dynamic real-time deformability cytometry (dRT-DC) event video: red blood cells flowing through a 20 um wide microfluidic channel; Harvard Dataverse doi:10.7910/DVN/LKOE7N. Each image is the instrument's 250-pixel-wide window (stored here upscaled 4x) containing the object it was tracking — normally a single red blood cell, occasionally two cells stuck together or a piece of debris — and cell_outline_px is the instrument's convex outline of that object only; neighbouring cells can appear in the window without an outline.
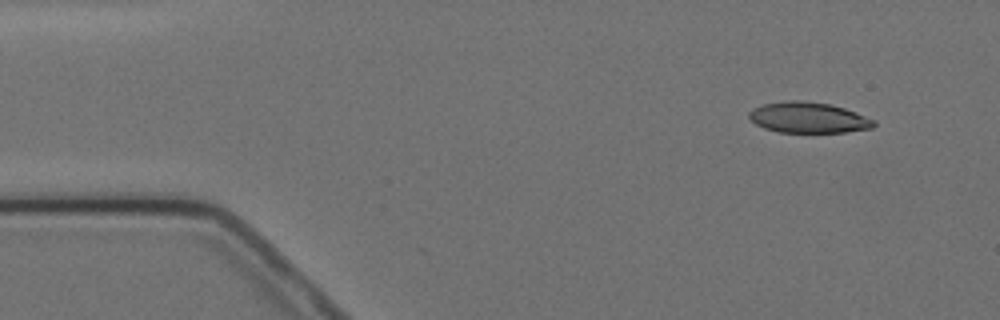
{"species": "Egyptian fruit bat (a non-hibernating species)", "species_latin": "Rousettus aegyptiacus", "temperature_condition": "cold", "stored_images_in_passage": 4, "camera_frame_rate_fps": 3000, "um_per_image_px": 0.085, "animal": {"sex": "female"}, "frame": {"image": 1, "passage_image": 2, "time_ms": 1.333, "image_size_px": [1000, 320], "cell_outline_px": [[876, 124], [872, 128], [844, 132], [780, 132], [764, 128], [756, 124], [748, 116], [748, 112], [752, 108], [764, 104], [788, 100], [804, 100], [828, 104], [844, 108], [856, 112], [876, 120]], "centroid_in_image_um": [68.71, 9.99], "position_along_channel_um": 16.3, "area_um2": 22.37}}